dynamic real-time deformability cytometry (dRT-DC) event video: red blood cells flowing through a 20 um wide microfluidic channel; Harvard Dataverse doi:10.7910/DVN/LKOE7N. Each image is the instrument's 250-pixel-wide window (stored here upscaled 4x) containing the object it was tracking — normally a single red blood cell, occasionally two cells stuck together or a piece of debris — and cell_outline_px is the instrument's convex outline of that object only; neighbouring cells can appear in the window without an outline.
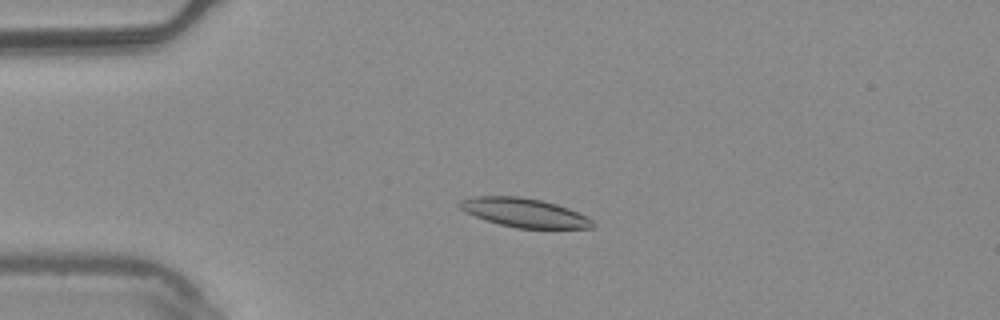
{"species": "common noctule bat (a hibernating species)", "species_latin": "Nyctalus noctula", "temperature_condition": "warm", "stored_images_in_passage": 5, "camera_frame_rate_fps": 3000, "um_per_image_px": 0.085, "animal": {"sex": "male", "body_mass_g": 20.4}, "frame": {"image": 1, "passage_image": 3, "time_ms": 0.667, "image_size_px": [1000, 320], "cell_outline_px": [[596, 224], [592, 228], [516, 228], [500, 224], [464, 212], [456, 204], [460, 200], [472, 196], [520, 196], [540, 200], [556, 204], [568, 208], [588, 216]], "centroid_in_image_um": [44.56, 18.07], "position_along_channel_um": 40.4, "area_um2": 22.43}}